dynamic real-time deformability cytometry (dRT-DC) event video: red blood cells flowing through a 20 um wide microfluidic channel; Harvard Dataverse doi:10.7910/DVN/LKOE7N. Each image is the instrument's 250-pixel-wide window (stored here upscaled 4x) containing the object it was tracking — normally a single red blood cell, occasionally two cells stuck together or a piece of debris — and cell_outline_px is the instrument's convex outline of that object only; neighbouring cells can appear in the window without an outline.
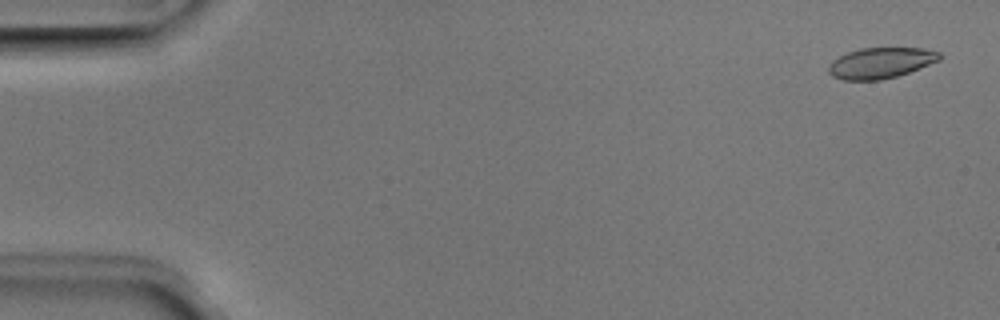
{"species": "Egyptian fruit bat (a non-hibernating species)", "species_latin": "Rousettus aegyptiacus", "temperature_condition": "room temperature", "stored_images_in_passage": 51, "camera_frame_rate_fps": 3000, "um_per_image_px": 0.085, "animal": {"sex": "male"}, "frame": {"image": 1, "passage_image": 2, "time_ms": 0.333, "image_size_px": [1000, 320], "cell_outline_px": [[944, 56], [940, 60], [908, 72], [896, 76], [880, 80], [844, 80], [832, 76], [828, 72], [828, 64], [832, 60], [848, 52], [860, 48], [924, 48], [940, 52]], "centroid_in_image_um": [74.86, 5.34], "position_along_channel_um": 10.1, "area_um2": 19.94}}
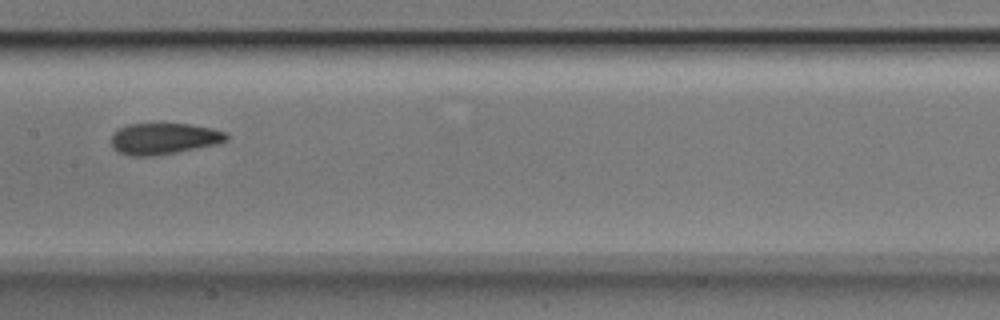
{"frame": {"image": 2, "passage_image": 26, "time_ms": 8.333, "image_size_px": [1000, 320], "cell_outline_px": [[228, 140], [216, 144], [176, 152], [152, 156], [132, 156], [120, 152], [112, 148], [112, 136], [120, 128], [128, 124], [188, 124], [212, 128], [224, 132], [228, 136]], "centroid_in_image_um": [13.93, 11.79], "position_along_channel_um": 193.5, "area_um2": 20.69}}
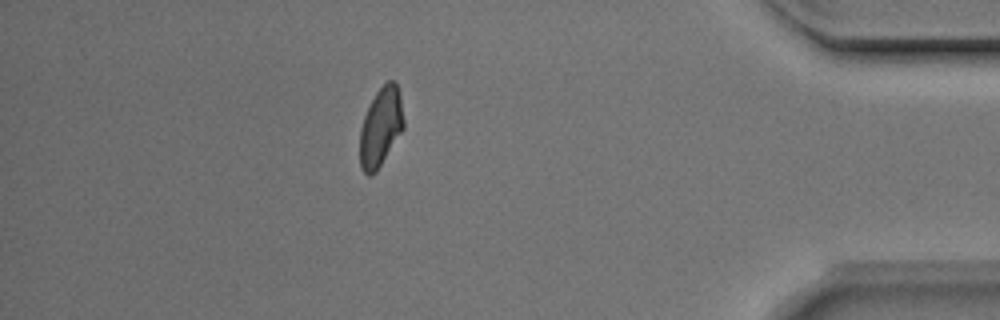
{"frame": {"image": 3, "passage_image": 45, "time_ms": 14.667, "image_size_px": [1000, 320], "cell_outline_px": [[404, 128], [376, 172], [368, 176], [360, 168], [360, 128], [364, 116], [376, 92], [388, 80], [392, 80], [396, 84], [400, 92], [404, 120]], "centroid_in_image_um": [32.37, 10.81], "position_along_channel_um": 402.8, "area_um2": 20.06}, "authors_computed_cell_mechanics": {"area_um2": 20.8658, "velocity_mm_per_s": 3.9612, "shape_relaxation_time_tau1_ms": 5.5742, "shape_relaxation_time_tau2_ms": 1.96, "deformation_change_tau1": 0.1451, "deformation_change_tau2": 0.0783}}